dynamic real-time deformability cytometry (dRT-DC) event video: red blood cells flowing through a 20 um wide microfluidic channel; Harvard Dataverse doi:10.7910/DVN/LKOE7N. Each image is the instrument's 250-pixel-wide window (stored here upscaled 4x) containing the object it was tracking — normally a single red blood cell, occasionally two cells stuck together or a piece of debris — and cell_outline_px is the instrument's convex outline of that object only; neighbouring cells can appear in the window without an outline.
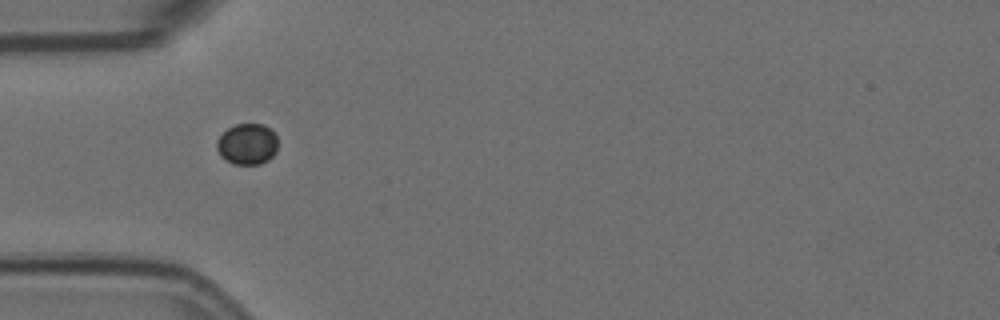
{"species": "Egyptian fruit bat (a non-hibernating species)", "species_latin": "Rousettus aegyptiacus", "temperature_condition": "room temperature", "stored_images_in_passage": 37, "camera_frame_rate_fps": 3000, "um_per_image_px": 0.085, "animal": {"sex": "female"}, "frame": {"image": 1, "passage_image": 1, "time_ms": 0.0, "image_size_px": [1000, 320], "cell_outline_px": [[276, 152], [268, 160], [260, 164], [232, 164], [220, 156], [216, 148], [216, 140], [228, 128], [236, 124], [264, 124], [276, 136]], "centroid_in_image_um": [20.99, 12.26], "position_along_channel_um": 64.0, "area_um2": 14.57}}
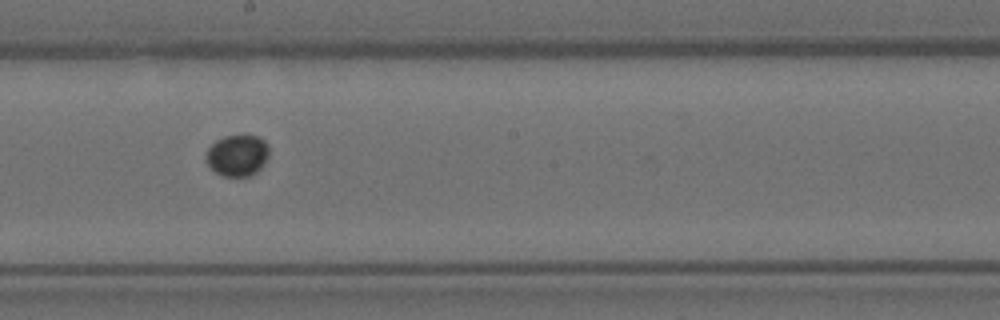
{"frame": {"image": 2, "passage_image": 15, "time_ms": 4.667, "image_size_px": [1000, 320], "cell_outline_px": [[268, 156], [264, 164], [252, 176], [224, 176], [216, 172], [208, 164], [204, 156], [208, 148], [216, 140], [224, 136], [244, 132], [256, 136], [264, 140], [268, 144]], "centroid_in_image_um": [20.18, 13.16], "position_along_channel_um": 228.0, "area_um2": 15.61}}
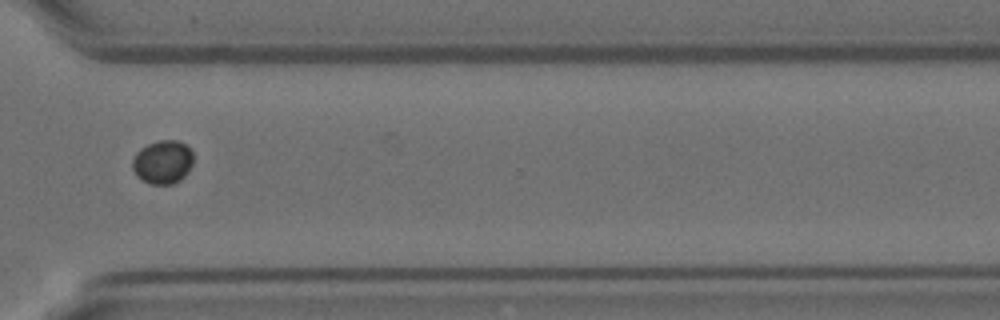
{"frame": {"image": 3, "passage_image": 26, "time_ms": 8.333, "image_size_px": [1000, 320], "cell_outline_px": [[192, 164], [188, 172], [180, 180], [172, 184], [148, 184], [136, 176], [132, 168], [132, 160], [136, 152], [140, 148], [148, 144], [160, 140], [176, 140], [184, 144], [192, 152]], "centroid_in_image_um": [13.8, 13.79], "position_along_channel_um": 356.8, "area_um2": 15.49}}